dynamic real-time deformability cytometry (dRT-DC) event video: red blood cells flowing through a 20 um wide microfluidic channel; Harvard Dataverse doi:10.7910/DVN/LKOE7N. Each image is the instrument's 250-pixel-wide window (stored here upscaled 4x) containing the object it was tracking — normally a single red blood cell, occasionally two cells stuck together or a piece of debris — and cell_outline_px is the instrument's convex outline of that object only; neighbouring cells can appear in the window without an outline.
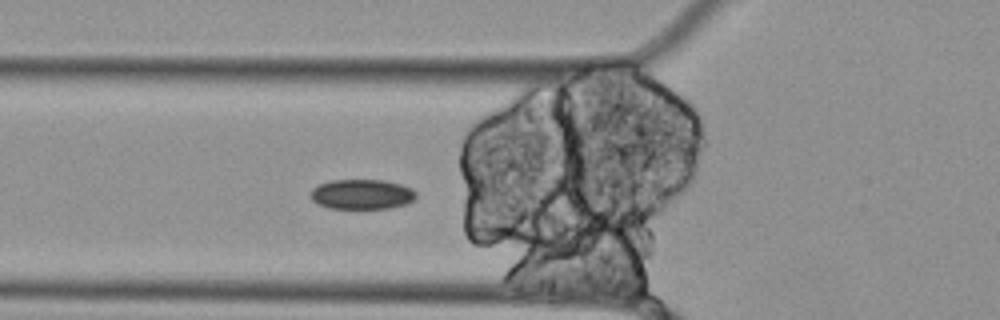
{"species": "Egyptian fruit bat (a non-hibernating species)", "species_latin": "Rousettus aegyptiacus", "temperature_condition": "cold", "stored_images_in_passage": 34, "camera_frame_rate_fps": 3000, "um_per_image_px": 0.085, "animal": {"sex": "female"}, "frame": {"image": 1, "passage_image": 4, "time_ms": 1.0, "image_size_px": [1000, 320], "cell_outline_px": [[416, 196], [408, 204], [392, 208], [328, 208], [316, 204], [308, 196], [312, 188], [320, 184], [332, 180], [384, 180], [400, 184], [412, 188], [416, 192]], "centroid_in_image_um": [30.74, 16.52], "position_along_channel_um": 95.1, "area_um2": 18.61}}
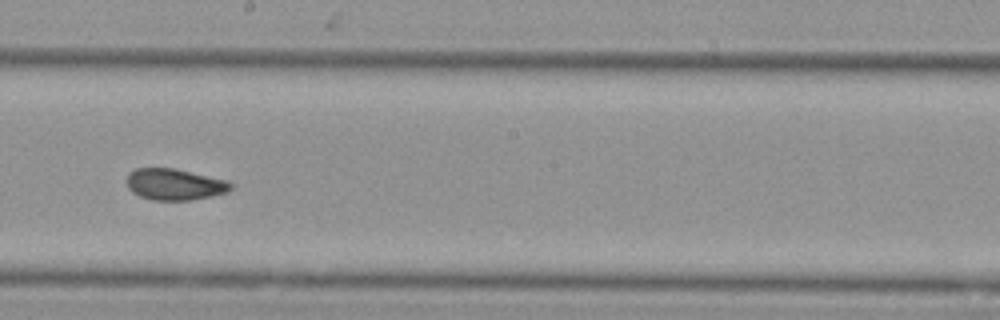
{"frame": {"image": 2, "passage_image": 16, "time_ms": 5.0, "image_size_px": [1000, 320], "cell_outline_px": [[232, 188], [228, 192], [192, 200], [152, 200], [140, 196], [132, 192], [128, 188], [128, 172], [136, 168], [172, 168], [228, 180], [232, 184]], "centroid_in_image_um": [14.84, 15.67], "position_along_channel_um": 233.4, "area_um2": 18.96}}
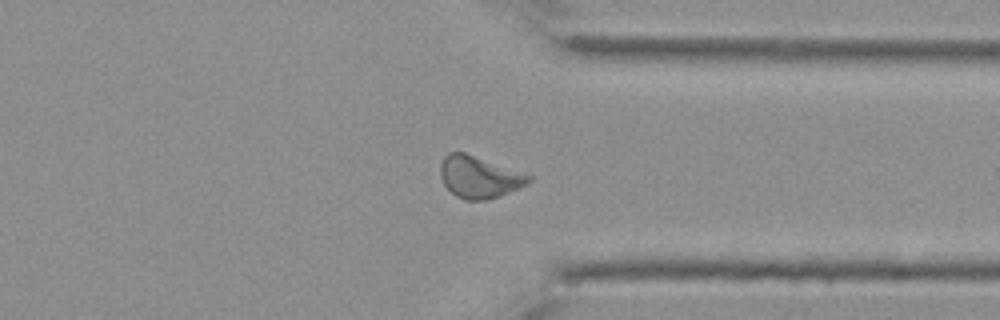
{"frame": {"image": 3, "passage_image": 28, "time_ms": 9.0, "image_size_px": [1000, 320], "cell_outline_px": [[532, 180], [528, 184], [500, 196], [488, 200], [464, 200], [456, 196], [444, 184], [440, 176], [440, 164], [444, 156], [448, 152], [464, 152], [532, 176]], "centroid_in_image_um": [40.71, 15.06], "position_along_channel_um": 370.7, "area_um2": 21.44}}